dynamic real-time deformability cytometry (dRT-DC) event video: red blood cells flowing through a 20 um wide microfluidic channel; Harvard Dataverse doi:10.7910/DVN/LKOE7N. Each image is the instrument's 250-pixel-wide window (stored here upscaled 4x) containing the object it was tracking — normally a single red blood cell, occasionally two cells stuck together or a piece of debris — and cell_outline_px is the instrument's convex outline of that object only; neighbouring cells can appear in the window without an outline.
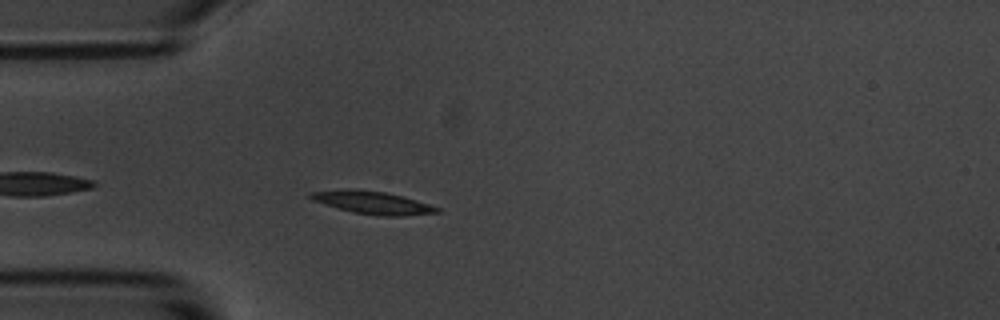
{"species": "common noctule bat (a hibernating species)", "species_latin": "Nyctalus noctula", "temperature_condition": "room temperature", "stored_images_in_passage": 45, "camera_frame_rate_fps": 3000, "um_per_image_px": 0.085, "animal": {"sex": "male", "body_mass_g": 20.1, "forearm_length_mm": 53.5}, "frame": {"image": 1, "passage_image": 4, "time_ms": 1.0, "image_size_px": [1000, 320], "cell_outline_px": [[440, 212], [404, 216], [380, 216], [352, 212], [324, 204], [312, 200], [308, 196], [308, 192], [348, 188], [352, 188], [384, 192], [404, 196], [440, 208]], "centroid_in_image_um": [31.63, 17.21], "position_along_channel_um": 53.4, "area_um2": 16.88}}
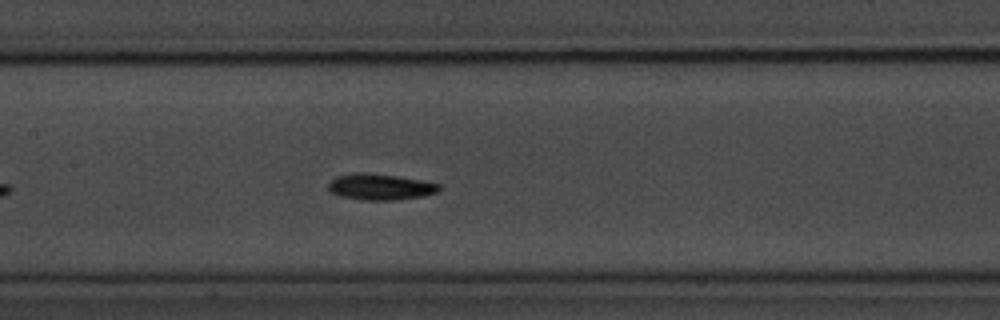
{"frame": {"image": 2, "passage_image": 15, "time_ms": 4.667, "image_size_px": [1000, 320], "cell_outline_px": [[440, 188], [436, 192], [424, 196], [396, 200], [360, 200], [340, 196], [332, 192], [328, 188], [328, 184], [336, 176], [356, 172], [360, 172], [396, 176], [424, 180], [440, 184]], "centroid_in_image_um": [32.33, 15.88], "position_along_channel_um": 175.1, "area_um2": 16.88}}
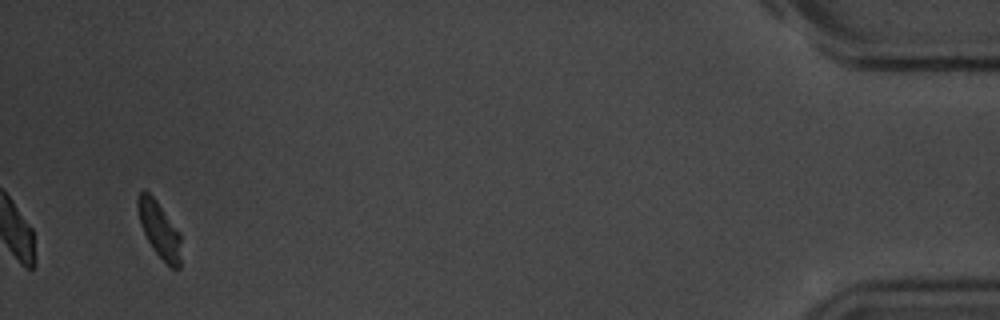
{"frame": {"image": 3, "passage_image": 43, "time_ms": 14.0, "image_size_px": [1000, 320], "cell_outline_px": [[180, 268], [172, 268], [152, 248], [144, 232], [136, 208], [136, 200], [140, 192], [144, 188], [156, 200], [180, 232]], "centroid_in_image_um": [13.53, 19.47], "position_along_channel_um": 421.7, "area_um2": 13.93}, "authors_computed_cell_mechanics": {"area_um2": 15.9528, "velocity_mm_per_s": 3.5007, "shape_relaxation_time_tau1_ms": 2.6106, "shape_relaxation_time_tau2_ms": null, "deformation_change_tau1": 0.101, "deformation_change_tau2": null}}